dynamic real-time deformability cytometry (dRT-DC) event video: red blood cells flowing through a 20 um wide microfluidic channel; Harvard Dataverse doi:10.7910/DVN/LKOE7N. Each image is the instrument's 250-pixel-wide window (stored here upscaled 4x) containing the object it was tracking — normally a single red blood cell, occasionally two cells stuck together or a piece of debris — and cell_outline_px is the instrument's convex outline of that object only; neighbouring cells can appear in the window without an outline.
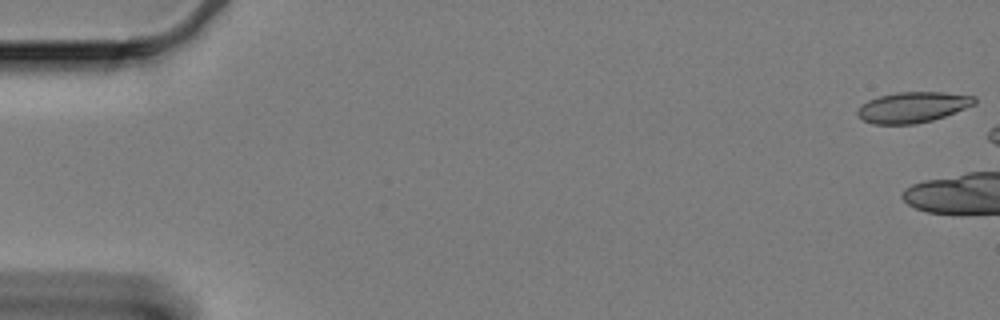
{"species": "Egyptian fruit bat (a non-hibernating species)", "species_latin": "Rousettus aegyptiacus", "temperature_condition": "cold", "stored_images_in_passage": 8, "camera_frame_rate_fps": 3000, "um_per_image_px": 0.085, "animal": {"sex": "female"}, "frame": {"image": 1, "passage_image": 1, "time_ms": 0.0, "image_size_px": [1000, 320], "cell_outline_px": [[976, 104], [944, 116], [932, 120], [912, 124], [872, 124], [864, 120], [856, 112], [868, 100], [880, 96], [896, 92], [944, 92], [976, 96]], "centroid_in_image_um": [77.62, 9.1], "position_along_channel_um": 7.4, "area_um2": 20.69}}